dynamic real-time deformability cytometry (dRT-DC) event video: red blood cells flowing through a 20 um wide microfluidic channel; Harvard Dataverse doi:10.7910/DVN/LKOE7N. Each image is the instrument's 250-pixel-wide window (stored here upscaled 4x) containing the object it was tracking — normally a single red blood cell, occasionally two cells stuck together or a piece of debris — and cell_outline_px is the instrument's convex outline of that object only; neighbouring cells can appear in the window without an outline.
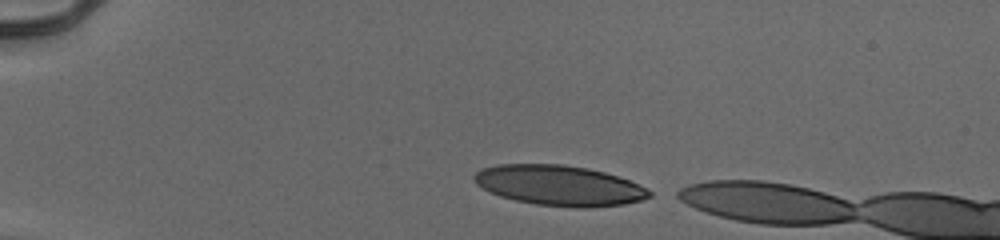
{"species": "human", "species_latin": "Homo sapiens", "temperature_condition": "cold", "stored_images_in_passage": 7, "camera_frame_rate_fps": 3000, "um_per_image_px": 0.085, "donor": {"sex": "male"}, "frame": {"image": 1, "passage_image": 1, "time_ms": 0.0, "image_size_px": [1000, 240], "cell_outline_px": [[652, 196], [640, 200], [624, 204], [584, 208], [576, 208], [536, 204], [516, 200], [500, 196], [476, 184], [472, 180], [472, 176], [476, 172], [484, 168], [496, 164], [564, 164], [588, 168], [604, 172], [628, 180], [648, 188], [652, 192]], "centroid_in_image_um": [47.54, 15.76], "position_along_channel_um": 37.5, "area_um2": 41.04}}